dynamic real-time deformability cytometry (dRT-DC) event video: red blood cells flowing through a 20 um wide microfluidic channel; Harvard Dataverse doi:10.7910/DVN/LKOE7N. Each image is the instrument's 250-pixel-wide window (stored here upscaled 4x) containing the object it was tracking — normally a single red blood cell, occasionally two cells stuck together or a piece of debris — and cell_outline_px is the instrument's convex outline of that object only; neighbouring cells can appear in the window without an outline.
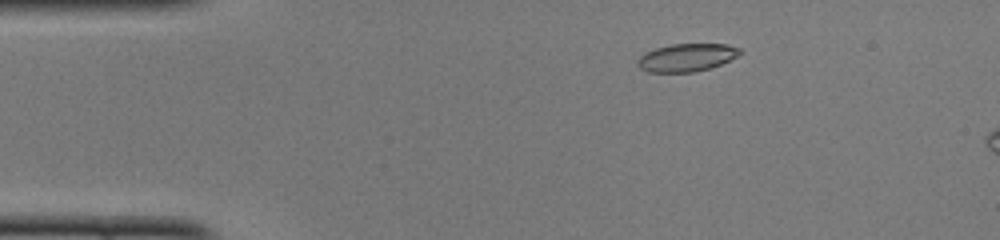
{"species": "common noctule bat (a hibernating species)", "species_latin": "Nyctalus noctula", "temperature_condition": "cold", "stored_images_in_passage": 11, "camera_frame_rate_fps": 3000, "um_per_image_px": 0.085, "animal": {"sex": "female", "body_mass_g": 22.0, "forearm_length_mm": 56.7}, "frame": {"image": 1, "passage_image": 7, "time_ms": 2.0, "image_size_px": [1000, 240], "cell_outline_px": [[740, 52], [736, 56], [720, 64], [708, 68], [692, 72], [648, 72], [640, 68], [636, 64], [636, 60], [640, 56], [656, 48], [672, 44], [728, 44], [740, 48]], "centroid_in_image_um": [58.33, 4.89], "position_along_channel_um": 26.7, "area_um2": 16.36}}